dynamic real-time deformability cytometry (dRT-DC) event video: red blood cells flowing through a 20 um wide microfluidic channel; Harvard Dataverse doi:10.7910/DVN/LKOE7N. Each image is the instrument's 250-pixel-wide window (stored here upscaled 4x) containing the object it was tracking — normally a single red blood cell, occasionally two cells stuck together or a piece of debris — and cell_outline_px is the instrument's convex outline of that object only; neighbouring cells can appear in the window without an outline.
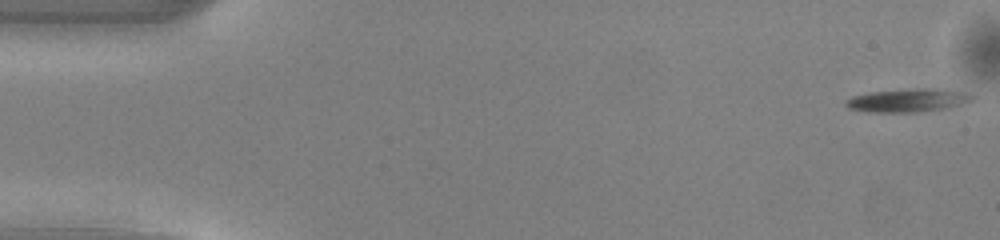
{"species": "common noctule bat (a hibernating species)", "species_latin": "Nyctalus noctula", "temperature_condition": "warm", "stored_images_in_passage": 50, "camera_frame_rate_fps": 3000, "um_per_image_px": 0.085, "animal": {"sex": "male", "body_mass_g": 13.0, "forearm_length_mm": 53.1}, "frame": {"image": 1, "passage_image": 1, "time_ms": 0.0, "image_size_px": [1000, 240], "cell_outline_px": [[976, 96], [972, 100], [964, 104], [944, 108], [916, 112], [872, 112], [848, 108], [844, 104], [852, 96], [872, 92], [912, 88], [932, 88], [964, 92]], "centroid_in_image_um": [77.2, 8.52], "position_along_channel_um": 7.8, "area_um2": 16.99}}
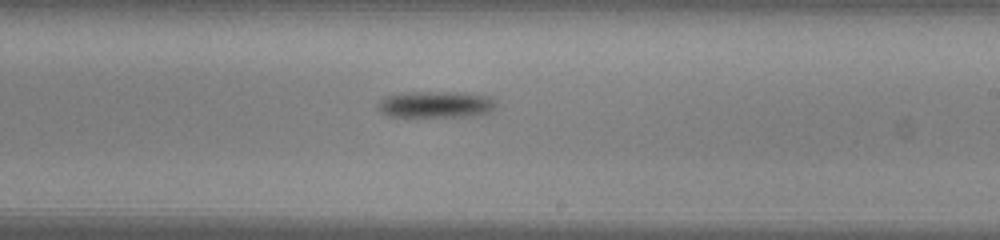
{"frame": {"image": 2, "passage_image": 29, "time_ms": 9.333, "image_size_px": [1000, 240], "cell_outline_px": [[496, 104], [492, 112], [468, 116], [392, 116], [380, 112], [376, 108], [380, 100], [384, 96], [404, 92], [464, 92], [488, 96], [496, 100]], "centroid_in_image_um": [37.05, 8.86], "position_along_channel_um": 252.0, "area_um2": 18.38}}
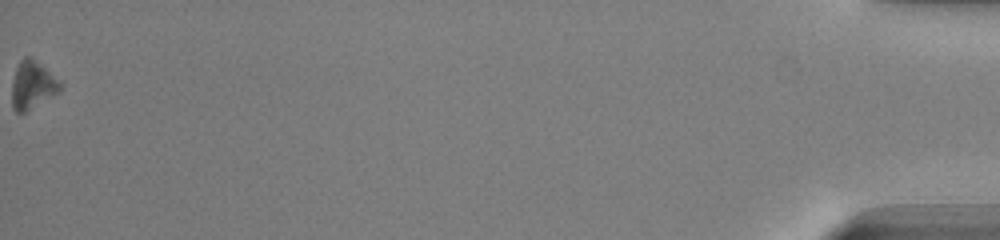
{"frame": {"image": 3, "passage_image": 50, "time_ms": 16.333, "image_size_px": [1000, 240], "cell_outline_px": [[64, 84], [56, 92], [24, 112], [16, 112], [12, 108], [12, 80], [16, 68], [20, 60], [24, 56], [32, 56]], "centroid_in_image_um": [2.73, 7.17], "position_along_channel_um": 432.5, "area_um2": 13.24}, "authors_computed_cell_mechanics": {"area_um2": 16.3863, "velocity_mm_per_s": 4.1105, "shape_relaxation_time_tau1_ms": 1.056, "shape_relaxation_time_tau2_ms": null, "deformation_change_tau1": 0.1115, "deformation_change_tau2": null}}